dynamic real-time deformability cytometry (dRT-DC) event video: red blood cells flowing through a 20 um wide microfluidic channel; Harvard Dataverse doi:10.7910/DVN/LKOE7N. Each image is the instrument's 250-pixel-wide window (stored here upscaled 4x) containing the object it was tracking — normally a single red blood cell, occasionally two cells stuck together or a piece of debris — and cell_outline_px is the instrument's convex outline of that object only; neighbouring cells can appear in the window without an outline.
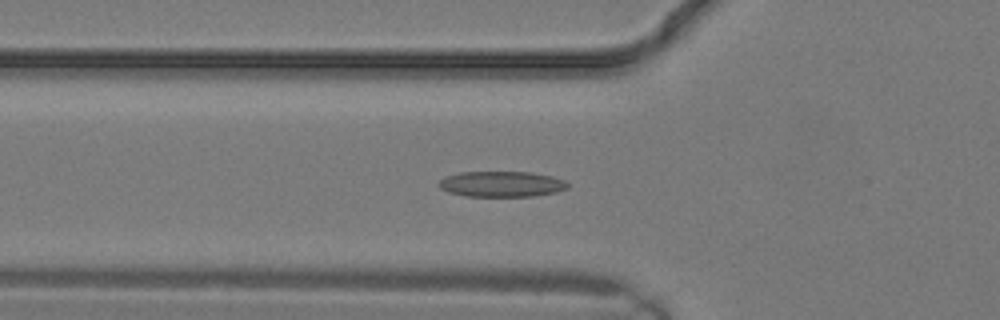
{"species": "common noctule bat (a hibernating species)", "species_latin": "Nyctalus noctula", "temperature_condition": "warm", "stored_images_in_passage": 16, "camera_frame_rate_fps": 3000, "um_per_image_px": 0.085, "animal": {"sex": "male", "body_mass_g": 19.2, "forearm_length_mm": 51.8}, "frame": {"image": 1, "passage_image": 9, "time_ms": 2.667, "image_size_px": [1000, 320], "cell_outline_px": [[568, 188], [556, 192], [536, 196], [464, 196], [448, 192], [440, 188], [436, 184], [444, 176], [460, 172], [532, 172], [552, 176], [564, 180], [568, 184]], "centroid_in_image_um": [42.61, 15.64], "position_along_channel_um": 83.2, "area_um2": 19.42}}
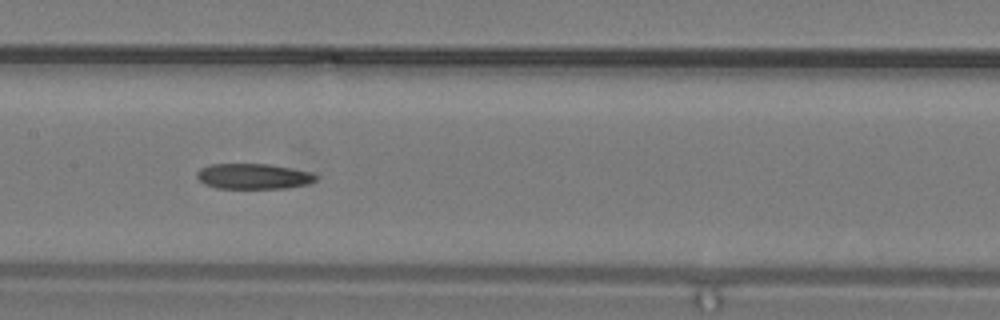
{"frame": {"image": 2, "passage_image": 13, "time_ms": 4.0, "image_size_px": [1000, 320], "cell_outline_px": [[316, 180], [308, 184], [284, 188], [216, 188], [204, 184], [196, 176], [196, 172], [200, 168], [212, 164], [268, 164], [312, 172], [316, 176]], "centroid_in_image_um": [21.52, 14.98], "position_along_channel_um": 185.9, "area_um2": 17.57}}
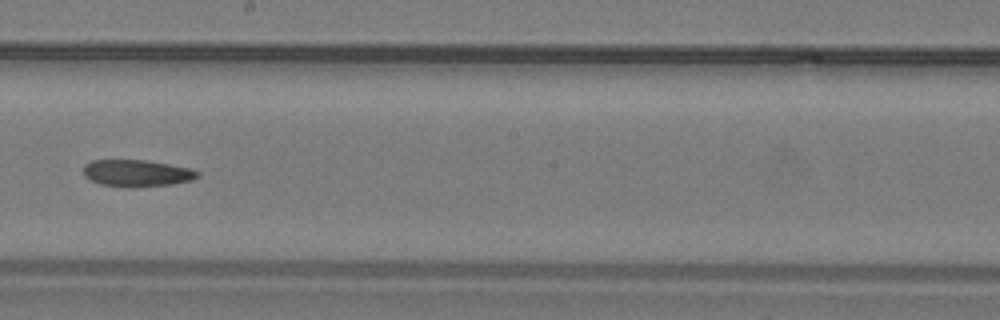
{"frame": {"image": 3, "passage_image": 15, "time_ms": 4.667, "image_size_px": [1000, 320], "cell_outline_px": [[200, 176], [192, 180], [172, 184], [100, 184], [84, 176], [84, 164], [92, 160], [144, 160], [192, 168], [200, 172]], "centroid_in_image_um": [11.67, 14.66], "position_along_channel_um": 236.5, "area_um2": 16.94}}